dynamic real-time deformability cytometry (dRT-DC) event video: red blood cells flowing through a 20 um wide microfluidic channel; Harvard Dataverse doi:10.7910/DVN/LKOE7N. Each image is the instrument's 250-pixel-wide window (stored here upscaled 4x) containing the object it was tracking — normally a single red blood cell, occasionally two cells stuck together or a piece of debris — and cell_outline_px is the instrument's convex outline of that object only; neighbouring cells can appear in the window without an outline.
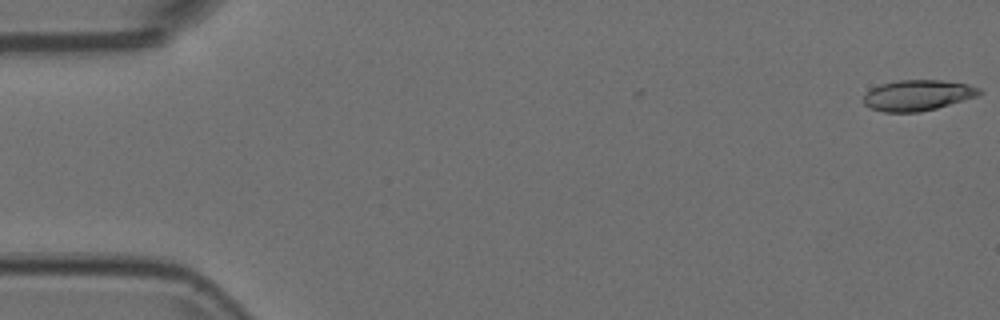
{"species": "Egyptian fruit bat (a non-hibernating species)", "species_latin": "Rousettus aegyptiacus", "temperature_condition": "room temperature", "stored_images_in_passage": 2, "camera_frame_rate_fps": 3000, "um_per_image_px": 0.085, "animal": {"sex": "female"}, "frame": {"image": 1, "passage_image": 2, "time_ms": 0.333, "image_size_px": [1000, 320], "cell_outline_px": [[984, 92], [980, 96], [936, 108], [920, 112], [884, 112], [872, 108], [864, 104], [864, 96], [872, 88], [880, 84], [896, 80], [944, 80], [968, 84], [980, 88]], "centroid_in_image_um": [78.06, 8.09], "position_along_channel_um": 6.9, "area_um2": 20.87}}